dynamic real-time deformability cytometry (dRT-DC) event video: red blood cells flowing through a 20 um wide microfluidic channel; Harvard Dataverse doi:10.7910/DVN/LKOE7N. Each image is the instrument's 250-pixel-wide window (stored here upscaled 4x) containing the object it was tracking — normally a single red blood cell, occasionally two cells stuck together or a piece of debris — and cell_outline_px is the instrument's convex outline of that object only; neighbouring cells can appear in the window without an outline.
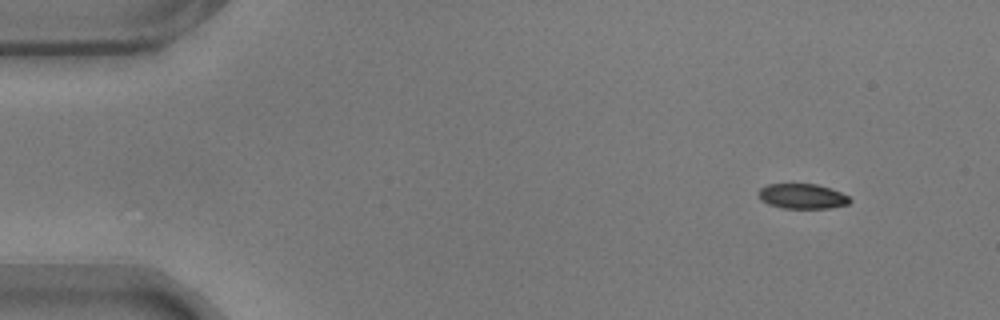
{"species": "common noctule bat (a hibernating species)", "species_latin": "Nyctalus noctula", "temperature_condition": "warm", "stored_images_in_passage": 53, "camera_frame_rate_fps": 3000, "um_per_image_px": 0.085, "animal": {"sex": "male", "body_mass_g": 17.9}, "frame": {"image": 1, "passage_image": 1, "time_ms": 0.0, "image_size_px": [1000, 320], "cell_outline_px": [[852, 200], [848, 204], [828, 208], [784, 208], [768, 204], [760, 200], [756, 192], [760, 188], [768, 184], [816, 184], [840, 192], [848, 196]], "centroid_in_image_um": [68.15, 16.68], "position_along_channel_um": 16.9, "area_um2": 13.29}}
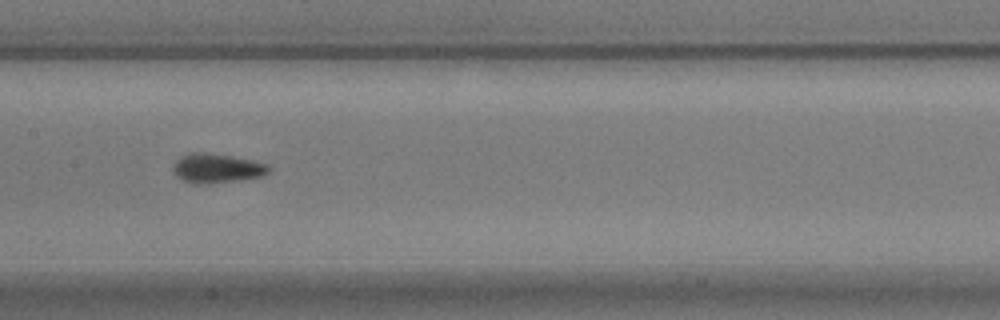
{"frame": {"image": 2, "passage_image": 24, "time_ms": 7.667, "image_size_px": [1000, 320], "cell_outline_px": [[272, 168], [264, 176], [240, 180], [184, 180], [176, 176], [172, 172], [172, 168], [176, 160], [180, 156], [192, 152], [200, 152], [232, 156], [252, 160], [268, 164]], "centroid_in_image_um": [18.48, 14.24], "position_along_channel_um": 188.9, "area_um2": 15.55}}
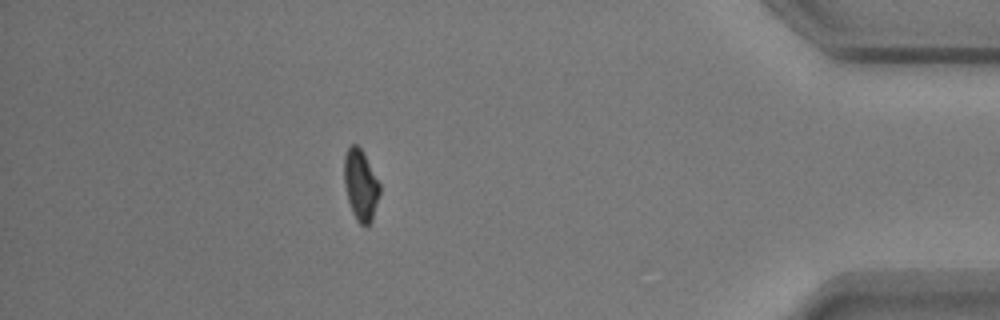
{"frame": {"image": 3, "passage_image": 46, "time_ms": 15.0, "image_size_px": [1000, 320], "cell_outline_px": [[380, 196], [372, 220], [368, 224], [360, 224], [356, 220], [352, 212], [348, 200], [344, 184], [344, 156], [348, 148], [352, 144], [356, 144], [364, 152], [380, 184]], "centroid_in_image_um": [30.66, 15.72], "position_along_channel_um": 404.5, "area_um2": 14.8}, "authors_computed_cell_mechanics": {"area_um2": 15.028, "velocity_mm_per_s": 3.5565, "shape_relaxation_time_tau1_ms": 4.4056, "shape_relaxation_time_tau2_ms": 3.8892, "deformation_change_tau1": 0.1312, "deformation_change_tau2": 0.0663}}